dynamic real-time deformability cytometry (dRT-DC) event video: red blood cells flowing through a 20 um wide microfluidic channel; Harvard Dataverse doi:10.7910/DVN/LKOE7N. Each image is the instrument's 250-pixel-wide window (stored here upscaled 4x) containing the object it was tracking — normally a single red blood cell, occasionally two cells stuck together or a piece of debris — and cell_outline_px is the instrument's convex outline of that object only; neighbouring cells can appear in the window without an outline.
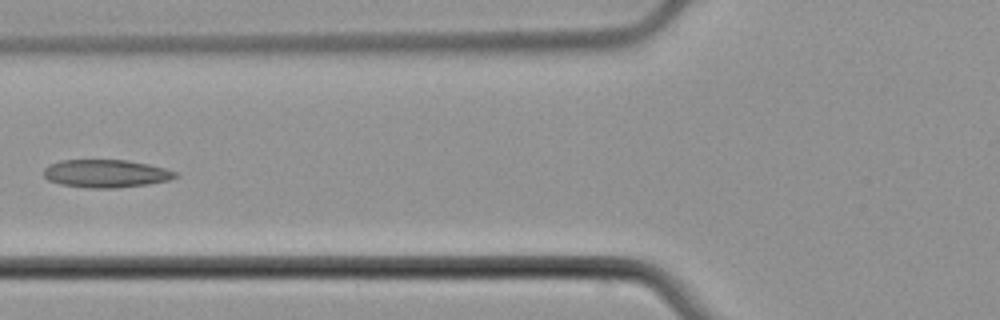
{"species": "common noctule bat (a hibernating species)", "species_latin": "Nyctalus noctula", "temperature_condition": "cold", "stored_images_in_passage": 5, "camera_frame_rate_fps": 3000, "um_per_image_px": 0.085, "animal": {"sex": "male", "body_mass_g": 21.5, "forearm_length_mm": 52.0}, "frame": {"image": 1, "passage_image": 4, "time_ms": 5.333, "image_size_px": [1000, 320], "cell_outline_px": [[180, 176], [168, 180], [148, 184], [116, 188], [88, 188], [60, 184], [48, 180], [44, 176], [44, 168], [48, 164], [60, 160], [128, 160], [148, 164], [164, 168], [176, 172]], "centroid_in_image_um": [8.99, 14.75], "position_along_channel_um": 116.8, "area_um2": 21.5}}
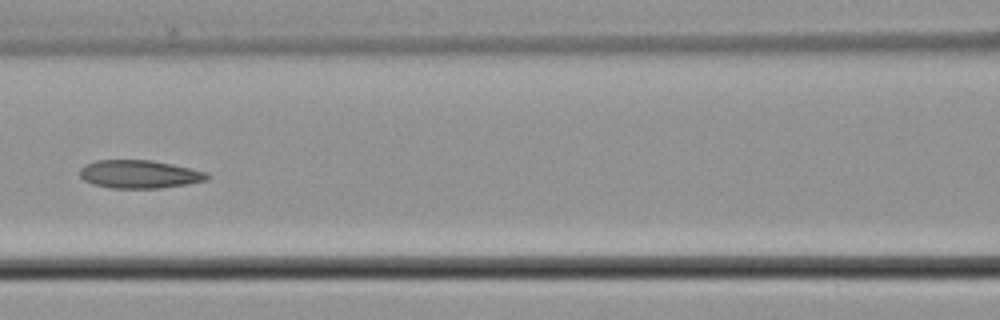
{"frame": {"image": 2, "passage_image": 5, "time_ms": 6.333, "image_size_px": [1000, 320], "cell_outline_px": [[208, 176], [204, 180], [188, 184], [160, 188], [112, 188], [92, 184], [84, 180], [80, 176], [80, 168], [84, 164], [96, 160], [152, 160], [172, 164], [208, 172]], "centroid_in_image_um": [11.81, 14.8], "position_along_channel_um": 154.8, "area_um2": 20.87}}